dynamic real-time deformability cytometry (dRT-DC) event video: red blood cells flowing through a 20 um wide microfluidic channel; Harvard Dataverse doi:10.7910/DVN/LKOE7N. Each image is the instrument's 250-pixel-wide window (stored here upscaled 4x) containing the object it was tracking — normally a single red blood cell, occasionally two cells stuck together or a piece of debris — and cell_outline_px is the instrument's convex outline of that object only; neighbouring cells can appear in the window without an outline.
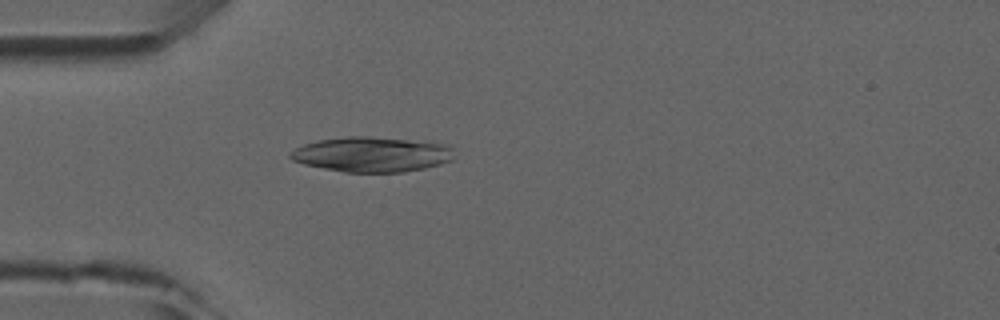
{"species": "common noctule bat (a hibernating species)", "species_latin": "Nyctalus noctula", "temperature_condition": "room temperature", "stored_images_in_passage": 4, "camera_frame_rate_fps": 3000, "um_per_image_px": 0.085, "animal": {"sex": "male", "forearm_length_mm": 52.5}, "frame": {"image": 1, "passage_image": 4, "time_ms": 3.667, "image_size_px": [1000, 320], "cell_outline_px": [[456, 156], [452, 160], [440, 164], [424, 168], [404, 172], [344, 172], [304, 164], [292, 160], [288, 156], [288, 152], [304, 144], [320, 140], [348, 136], [368, 136], [424, 140], [448, 144], [452, 148]], "centroid_in_image_um": [31.67, 13.11], "position_along_channel_um": 53.3, "area_um2": 33.93}}